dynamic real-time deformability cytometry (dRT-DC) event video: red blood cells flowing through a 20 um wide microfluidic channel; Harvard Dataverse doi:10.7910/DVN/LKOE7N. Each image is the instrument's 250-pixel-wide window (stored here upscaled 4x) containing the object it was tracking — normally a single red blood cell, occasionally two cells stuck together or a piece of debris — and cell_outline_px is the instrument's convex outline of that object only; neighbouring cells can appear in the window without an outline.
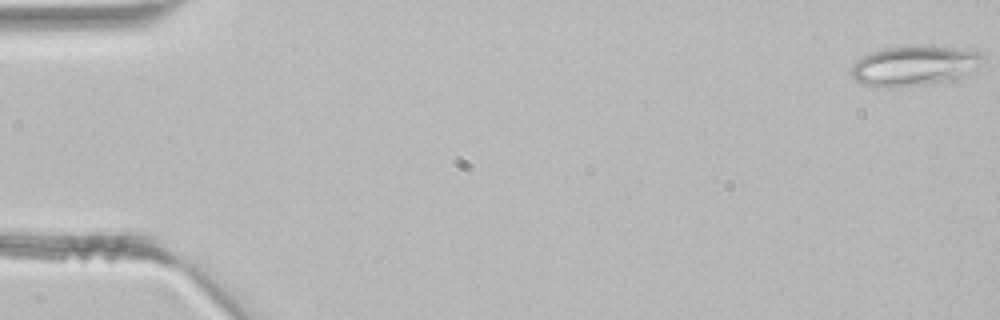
{"species": "common noctule bat (a hibernating species)", "species_latin": "Nyctalus noctula", "temperature_condition": "room temperature", "stored_images_in_passage": 44, "camera_frame_rate_fps": 3000, "um_per_image_px": 0.085, "animal": {"sex": "male", "body_mass_g": 21.5, "forearm_length_mm": 52.0}, "frame": {"image": 1, "passage_image": 1, "time_ms": 0.0, "image_size_px": [1000, 320], "cell_outline_px": [[984, 56], [960, 76], [952, 80], [900, 88], [884, 88], [864, 84], [856, 80], [852, 76], [852, 64], [856, 60], [872, 52], [884, 48], [912, 44], [932, 44], [968, 48], [984, 52]], "centroid_in_image_um": [77.68, 5.54], "position_along_channel_um": 7.3, "area_um2": 31.1}}
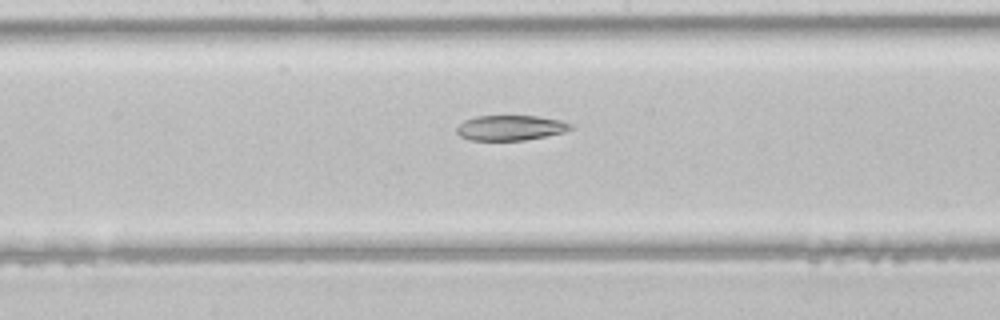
{"frame": {"image": 2, "passage_image": 23, "time_ms": 7.333, "image_size_px": [1000, 320], "cell_outline_px": [[572, 128], [564, 132], [524, 140], [472, 140], [460, 136], [456, 132], [456, 128], [464, 120], [476, 116], [540, 116], [560, 120], [572, 124]], "centroid_in_image_um": [43.38, 10.85], "position_along_channel_um": 204.8, "area_um2": 16.59}}
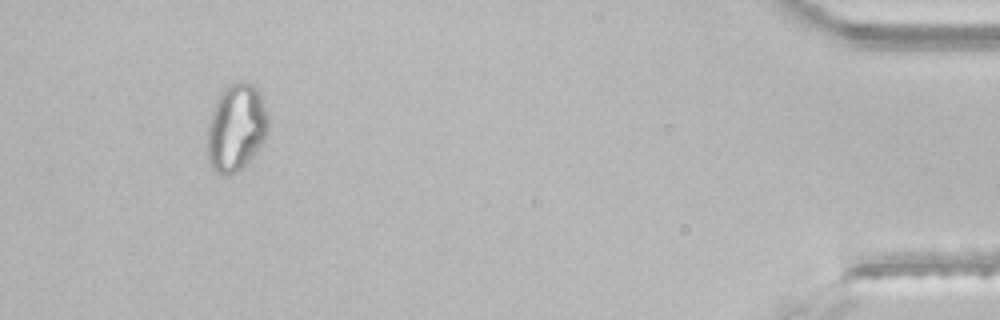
{"frame": {"image": 3, "passage_image": 41, "time_ms": 13.333, "image_size_px": [1000, 320], "cell_outline_px": [[268, 132], [264, 140], [252, 156], [236, 172], [228, 176], [216, 172], [208, 164], [208, 124], [216, 100], [220, 92], [228, 84], [240, 80], [252, 84], [256, 88], [260, 96], [268, 116]], "centroid_in_image_um": [20.06, 10.83], "position_along_channel_um": 415.1, "area_um2": 30.75}}